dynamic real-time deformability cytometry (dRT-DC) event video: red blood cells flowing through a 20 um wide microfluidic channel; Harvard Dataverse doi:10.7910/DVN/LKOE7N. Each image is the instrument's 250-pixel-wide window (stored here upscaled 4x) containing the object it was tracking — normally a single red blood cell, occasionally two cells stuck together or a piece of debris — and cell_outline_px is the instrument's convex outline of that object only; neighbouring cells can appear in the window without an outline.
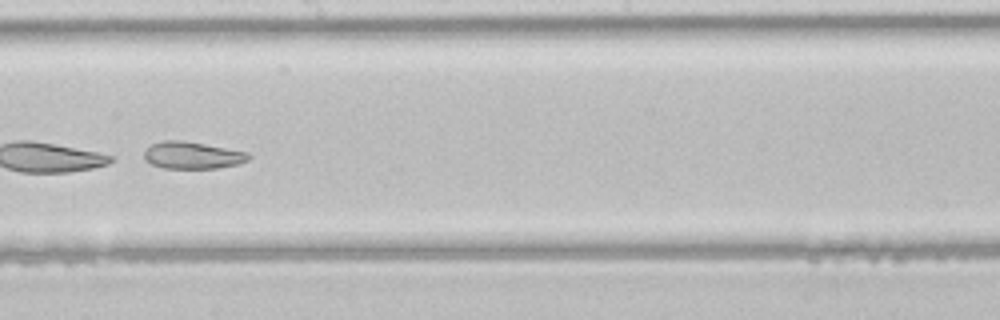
{"species": "common noctule bat (a hibernating species)", "species_latin": "Nyctalus noctula", "temperature_condition": "room temperature", "stored_images_in_passage": 45, "segment_of_instrument_passage": [2, 2], "camera_frame_rate_fps": 3000, "um_per_image_px": 0.085, "animal": {"sex": "male", "body_mass_g": 21.5, "forearm_length_mm": 52.0}, "frame": {"image": 1, "passage_image": 26, "time_ms": 8.333, "image_size_px": [1000, 320], "cell_outline_px": [[252, 156], [248, 160], [236, 164], [220, 168], [164, 168], [152, 164], [144, 160], [144, 152], [152, 144], [160, 140], [184, 140], [248, 152]], "centroid_in_image_um": [16.35, 13.19], "position_along_channel_um": 231.8, "area_um2": 16.53}}